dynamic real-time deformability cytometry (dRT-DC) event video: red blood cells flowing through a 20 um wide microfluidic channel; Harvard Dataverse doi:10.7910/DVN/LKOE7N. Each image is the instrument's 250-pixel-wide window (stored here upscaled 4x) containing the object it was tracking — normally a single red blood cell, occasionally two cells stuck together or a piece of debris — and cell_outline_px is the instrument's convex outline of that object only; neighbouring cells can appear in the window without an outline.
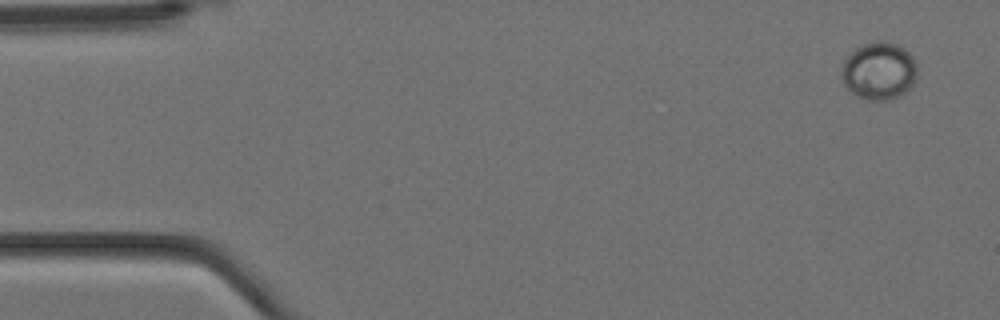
{"species": "Egyptian fruit bat (a non-hibernating species)", "species_latin": "Rousettus aegyptiacus", "temperature_condition": "cold", "stored_images_in_passage": 5, "camera_frame_rate_fps": 3000, "um_per_image_px": 0.085, "animal": {"sex": "female"}, "frame": {"image": 1, "passage_image": 1, "time_ms": 0.0, "image_size_px": [1000, 320], "cell_outline_px": [[916, 76], [912, 84], [900, 96], [888, 100], [868, 100], [856, 96], [844, 84], [840, 72], [844, 60], [856, 48], [864, 44], [876, 40], [888, 40], [904, 48], [916, 60]], "centroid_in_image_um": [74.71, 6.01], "position_along_channel_um": 10.3, "area_um2": 25.49}}
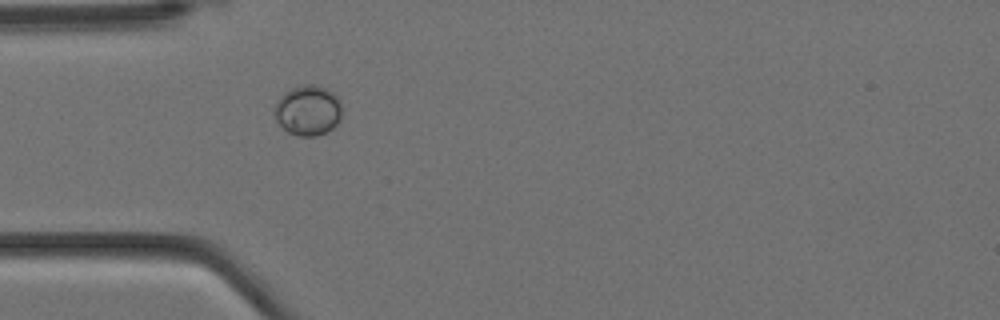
{"frame": {"image": 2, "passage_image": 5, "time_ms": 1.333, "image_size_px": [1000, 320], "cell_outline_px": [[340, 116], [336, 124], [332, 128], [316, 136], [296, 136], [288, 132], [276, 120], [276, 100], [284, 92], [292, 88], [304, 84], [316, 84], [332, 92], [340, 100]], "centroid_in_image_um": [26.16, 9.37], "position_along_channel_um": 58.8, "area_um2": 19.48}}